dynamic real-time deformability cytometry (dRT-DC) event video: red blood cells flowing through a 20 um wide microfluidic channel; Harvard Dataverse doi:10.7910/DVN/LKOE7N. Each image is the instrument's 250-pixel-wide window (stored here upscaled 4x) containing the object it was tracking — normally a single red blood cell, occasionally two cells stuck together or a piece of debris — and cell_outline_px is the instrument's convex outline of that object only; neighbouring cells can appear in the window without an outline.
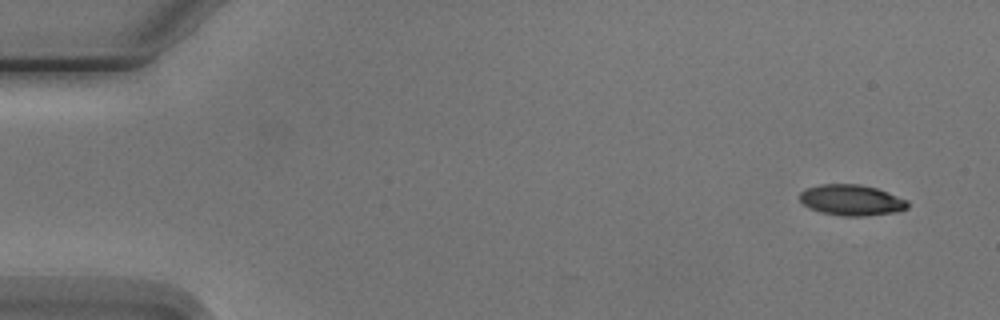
{"species": "Egyptian fruit bat (a non-hibernating species)", "species_latin": "Rousettus aegyptiacus", "temperature_condition": "cold", "stored_images_in_passage": 7, "camera_frame_rate_fps": 3000, "um_per_image_px": 0.085, "animal": {"sex": "male"}, "frame": {"image": 1, "passage_image": 1, "time_ms": 0.0, "image_size_px": [1000, 320], "cell_outline_px": [[908, 208], [896, 212], [864, 216], [844, 216], [820, 212], [808, 208], [800, 200], [800, 192], [804, 188], [820, 184], [860, 184], [876, 188], [888, 192], [908, 200]], "centroid_in_image_um": [72.36, 17.0], "position_along_channel_um": 12.6, "area_um2": 19.54}}
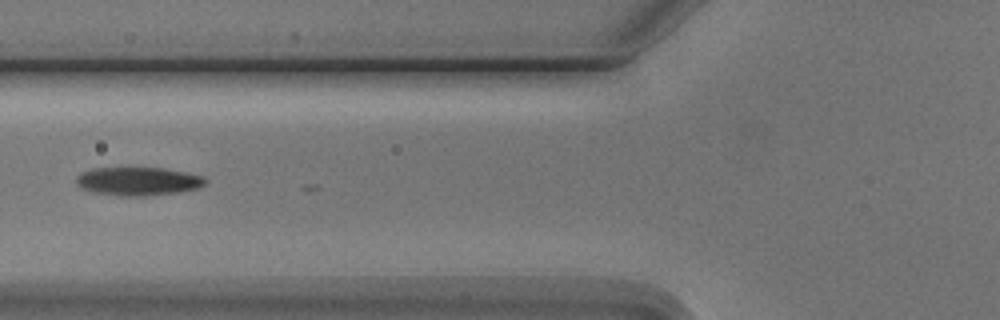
{"frame": {"image": 2, "passage_image": 6, "time_ms": 6.0, "image_size_px": [1000, 320], "cell_outline_px": [[204, 184], [196, 188], [180, 192], [144, 196], [120, 196], [92, 192], [80, 188], [76, 184], [76, 176], [84, 172], [96, 168], [164, 168], [204, 176]], "centroid_in_image_um": [11.7, 15.42], "position_along_channel_um": 114.1, "area_um2": 21.21}}
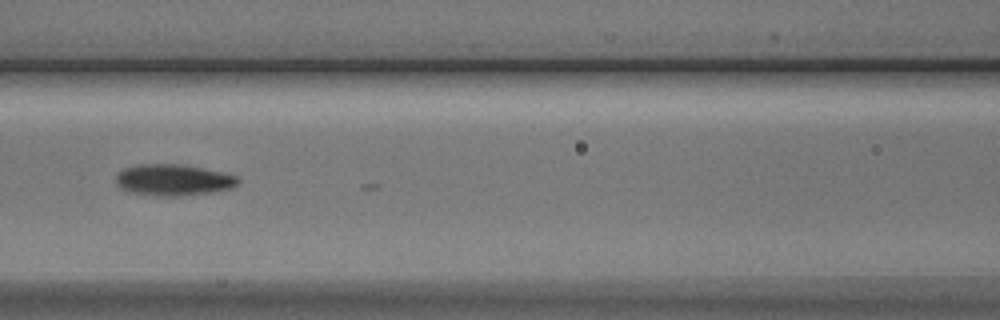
{"frame": {"image": 3, "passage_image": 7, "time_ms": 7.0, "image_size_px": [1000, 320], "cell_outline_px": [[240, 180], [232, 188], [212, 192], [176, 196], [164, 196], [132, 192], [120, 188], [116, 184], [116, 176], [124, 168], [140, 164], [184, 164], [220, 172], [236, 176]], "centroid_in_image_um": [14.72, 15.29], "position_along_channel_um": 151.9, "area_um2": 22.02}}